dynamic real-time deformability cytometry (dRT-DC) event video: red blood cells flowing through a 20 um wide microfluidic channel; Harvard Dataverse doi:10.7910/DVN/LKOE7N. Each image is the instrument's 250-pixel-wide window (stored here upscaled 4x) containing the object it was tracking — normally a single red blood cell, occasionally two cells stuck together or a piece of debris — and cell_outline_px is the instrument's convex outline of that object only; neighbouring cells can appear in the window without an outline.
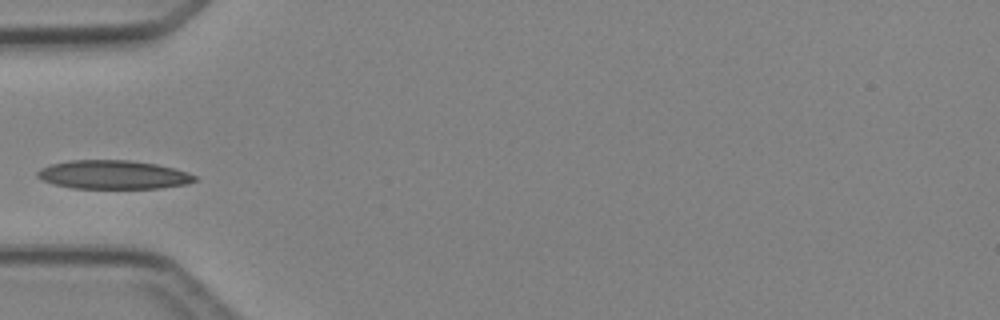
{"species": "Egyptian fruit bat (a non-hibernating species)", "species_latin": "Rousettus aegyptiacus", "temperature_condition": "cold", "stored_images_in_passage": 4, "camera_frame_rate_fps": 3000, "um_per_image_px": 0.085, "animal": {"sex": "female"}, "frame": {"image": 1, "passage_image": 3, "time_ms": 2.333, "image_size_px": [1000, 320], "cell_outline_px": [[196, 180], [188, 184], [160, 188], [72, 188], [52, 184], [40, 180], [36, 176], [36, 172], [40, 168], [52, 164], [72, 160], [128, 160], [156, 164], [188, 172], [196, 176]], "centroid_in_image_um": [9.59, 14.85], "position_along_channel_um": 75.4, "area_um2": 26.36}}
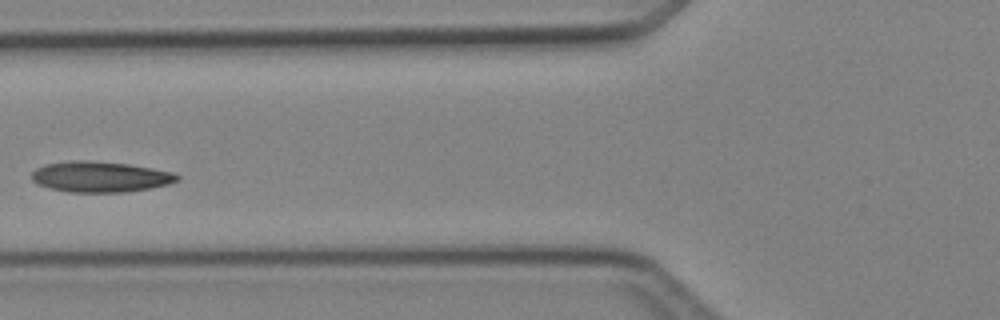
{"frame": {"image": 2, "passage_image": 4, "time_ms": 3.333, "image_size_px": [1000, 320], "cell_outline_px": [[180, 180], [168, 184], [148, 188], [124, 192], [68, 192], [48, 188], [36, 184], [32, 180], [32, 172], [36, 168], [44, 164], [72, 160], [92, 160], [128, 164], [152, 168], [172, 172], [180, 176]], "centroid_in_image_um": [8.48, 15.02], "position_along_channel_um": 117.3, "area_um2": 26.18}}